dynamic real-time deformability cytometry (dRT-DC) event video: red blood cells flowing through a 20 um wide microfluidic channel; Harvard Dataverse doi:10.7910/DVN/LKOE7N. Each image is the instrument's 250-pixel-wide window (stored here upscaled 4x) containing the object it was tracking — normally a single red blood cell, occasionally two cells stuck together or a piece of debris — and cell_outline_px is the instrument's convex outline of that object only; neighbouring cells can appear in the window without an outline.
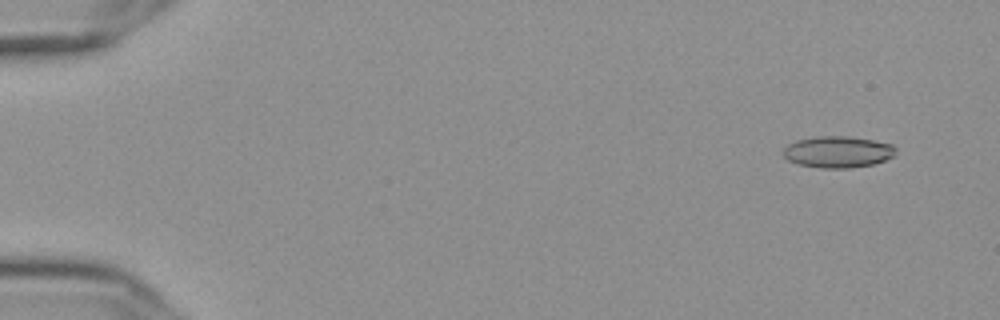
{"species": "Egyptian fruit bat (a non-hibernating species)", "species_latin": "Rousettus aegyptiacus", "temperature_condition": "cold", "stored_images_in_passage": 16, "camera_frame_rate_fps": 3000, "um_per_image_px": 0.085, "frame": {"image": 1, "passage_image": 5, "time_ms": 1.333, "image_size_px": [1000, 320], "cell_outline_px": [[896, 152], [892, 156], [884, 160], [872, 164], [848, 168], [820, 168], [800, 164], [788, 160], [784, 156], [784, 148], [788, 144], [796, 140], [816, 136], [848, 136], [872, 140], [892, 144], [896, 148]], "centroid_in_image_um": [71.21, 12.9], "position_along_channel_um": 13.8, "area_um2": 20.52}}